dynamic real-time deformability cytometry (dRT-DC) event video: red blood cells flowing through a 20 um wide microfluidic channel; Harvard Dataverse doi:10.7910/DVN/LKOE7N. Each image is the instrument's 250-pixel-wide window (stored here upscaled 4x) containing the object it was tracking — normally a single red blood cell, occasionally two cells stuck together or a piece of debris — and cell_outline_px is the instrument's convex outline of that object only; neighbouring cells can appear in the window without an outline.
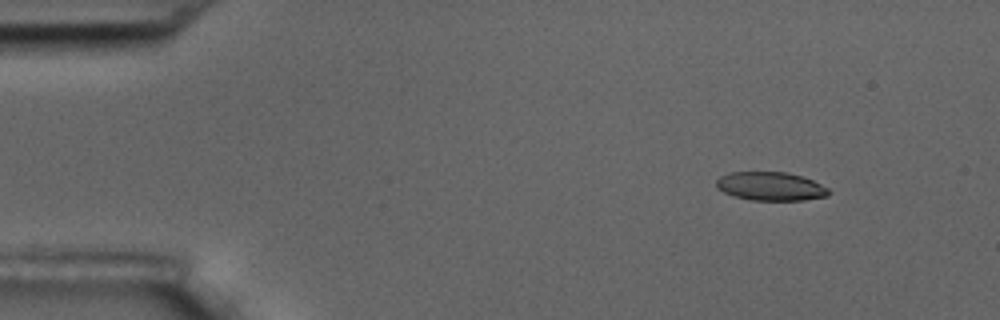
{"species": "common noctule bat (a hibernating species)", "species_latin": "Nyctalus noctula", "temperature_condition": "room temperature", "stored_images_in_passage": 6, "camera_frame_rate_fps": 3000, "um_per_image_px": 0.085, "animal": {"sex": "male", "body_mass_g": 17.5, "forearm_length_mm": 52.3}, "frame": {"image": 1, "passage_image": 3, "time_ms": 2.0, "image_size_px": [1000, 320], "cell_outline_px": [[832, 192], [828, 196], [804, 200], [752, 200], [736, 196], [724, 192], [716, 188], [716, 180], [720, 176], [728, 172], [788, 172], [812, 180], [828, 188]], "centroid_in_image_um": [65.5, 15.83], "position_along_channel_um": 19.5, "area_um2": 18.73}}
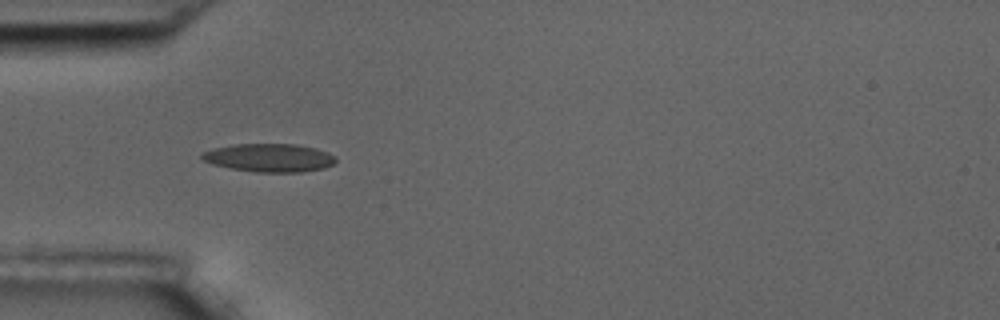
{"frame": {"image": 2, "passage_image": 6, "time_ms": 5.667, "image_size_px": [1000, 320], "cell_outline_px": [[336, 160], [332, 164], [324, 168], [300, 172], [256, 172], [232, 168], [212, 164], [204, 160], [200, 156], [200, 152], [212, 148], [232, 144], [296, 144], [316, 148], [328, 152], [336, 156]], "centroid_in_image_um": [22.87, 13.4], "position_along_channel_um": 62.1, "area_um2": 22.14}}